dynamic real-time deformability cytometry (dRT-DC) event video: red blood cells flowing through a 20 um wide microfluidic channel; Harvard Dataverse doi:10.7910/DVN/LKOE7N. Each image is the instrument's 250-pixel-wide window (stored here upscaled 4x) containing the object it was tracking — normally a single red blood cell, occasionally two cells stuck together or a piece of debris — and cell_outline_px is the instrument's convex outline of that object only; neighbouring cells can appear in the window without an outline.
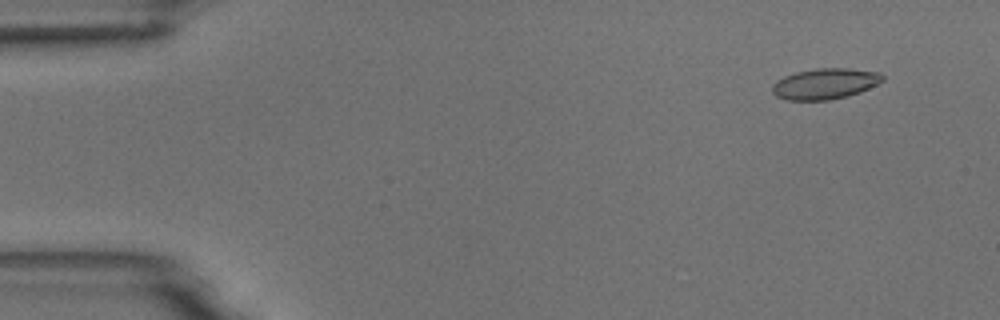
{"species": "common noctule bat (a hibernating species)", "species_latin": "Nyctalus noctula", "temperature_condition": "room temperature", "stored_images_in_passage": 5, "camera_frame_rate_fps": 3000, "um_per_image_px": 0.085, "animal": {"sex": "male", "body_mass_g": 18.8}, "frame": {"image": 1, "passage_image": 2, "time_ms": 1.0, "image_size_px": [1000, 320], "cell_outline_px": [[884, 80], [860, 92], [848, 96], [828, 100], [788, 100], [776, 96], [772, 92], [772, 84], [776, 80], [784, 76], [796, 72], [816, 68], [848, 68], [880, 72], [884, 76]], "centroid_in_image_um": [70.11, 7.11], "position_along_channel_um": 14.9, "area_um2": 19.88}}
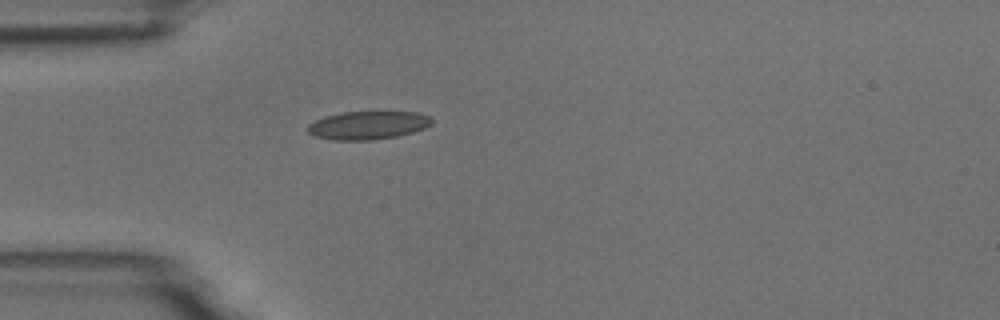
{"frame": {"image": 2, "passage_image": 5, "time_ms": 4.667, "image_size_px": [1000, 320], "cell_outline_px": [[432, 124], [424, 128], [412, 132], [396, 136], [372, 140], [332, 140], [312, 136], [308, 132], [308, 124], [324, 116], [344, 112], [416, 112], [432, 116]], "centroid_in_image_um": [31.26, 10.65], "position_along_channel_um": 53.7, "area_um2": 20.46}}